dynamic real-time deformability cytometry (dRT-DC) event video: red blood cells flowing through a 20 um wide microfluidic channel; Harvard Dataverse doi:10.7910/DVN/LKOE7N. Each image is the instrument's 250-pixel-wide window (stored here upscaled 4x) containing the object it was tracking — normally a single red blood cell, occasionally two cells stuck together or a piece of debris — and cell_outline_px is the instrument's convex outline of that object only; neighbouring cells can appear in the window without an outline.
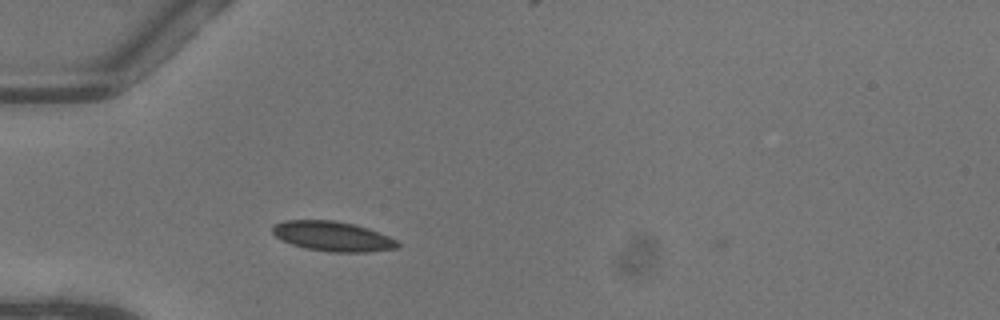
{"species": "common noctule bat (a hibernating species)", "species_latin": "Nyctalus noctula", "temperature_condition": "warm", "stored_images_in_passage": 2, "camera_frame_rate_fps": 3000, "um_per_image_px": 0.085, "animal": {"sex": "female"}, "frame": {"image": 1, "passage_image": 1, "time_ms": 0.0, "image_size_px": [1000, 320], "cell_outline_px": [[400, 244], [396, 248], [368, 252], [332, 252], [304, 248], [292, 244], [276, 236], [272, 232], [272, 228], [276, 224], [284, 220], [332, 220], [352, 224], [368, 228], [388, 236], [396, 240]], "centroid_in_image_um": [28.28, 20.09], "position_along_channel_um": 56.7, "area_um2": 21.5}}